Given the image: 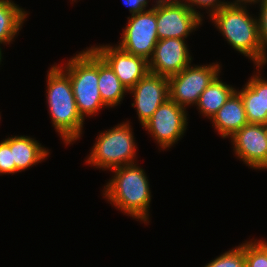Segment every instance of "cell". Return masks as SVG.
<instances>
[{
    "instance_id": "18",
    "label": "cell",
    "mask_w": 267,
    "mask_h": 267,
    "mask_svg": "<svg viewBox=\"0 0 267 267\" xmlns=\"http://www.w3.org/2000/svg\"><path fill=\"white\" fill-rule=\"evenodd\" d=\"M235 91V88L223 83L218 75L201 93L196 104L197 109L200 110L204 117L212 119Z\"/></svg>"
},
{
    "instance_id": "2",
    "label": "cell",
    "mask_w": 267,
    "mask_h": 267,
    "mask_svg": "<svg viewBox=\"0 0 267 267\" xmlns=\"http://www.w3.org/2000/svg\"><path fill=\"white\" fill-rule=\"evenodd\" d=\"M47 103L52 124L65 144L81 137L84 119L79 114L69 76L60 66H52L47 75Z\"/></svg>"
},
{
    "instance_id": "19",
    "label": "cell",
    "mask_w": 267,
    "mask_h": 267,
    "mask_svg": "<svg viewBox=\"0 0 267 267\" xmlns=\"http://www.w3.org/2000/svg\"><path fill=\"white\" fill-rule=\"evenodd\" d=\"M26 18V11L14 1L0 0V44H10Z\"/></svg>"
},
{
    "instance_id": "13",
    "label": "cell",
    "mask_w": 267,
    "mask_h": 267,
    "mask_svg": "<svg viewBox=\"0 0 267 267\" xmlns=\"http://www.w3.org/2000/svg\"><path fill=\"white\" fill-rule=\"evenodd\" d=\"M191 60L185 39H162L157 42L148 61L149 72L170 77L190 65Z\"/></svg>"
},
{
    "instance_id": "21",
    "label": "cell",
    "mask_w": 267,
    "mask_h": 267,
    "mask_svg": "<svg viewBox=\"0 0 267 267\" xmlns=\"http://www.w3.org/2000/svg\"><path fill=\"white\" fill-rule=\"evenodd\" d=\"M204 267H246L245 243L221 254Z\"/></svg>"
},
{
    "instance_id": "3",
    "label": "cell",
    "mask_w": 267,
    "mask_h": 267,
    "mask_svg": "<svg viewBox=\"0 0 267 267\" xmlns=\"http://www.w3.org/2000/svg\"><path fill=\"white\" fill-rule=\"evenodd\" d=\"M247 6L225 5L211 15V20L236 51L262 66V48L258 20L249 15Z\"/></svg>"
},
{
    "instance_id": "15",
    "label": "cell",
    "mask_w": 267,
    "mask_h": 267,
    "mask_svg": "<svg viewBox=\"0 0 267 267\" xmlns=\"http://www.w3.org/2000/svg\"><path fill=\"white\" fill-rule=\"evenodd\" d=\"M211 120L222 138H231L237 131L249 123L241 96L237 90L229 97Z\"/></svg>"
},
{
    "instance_id": "14",
    "label": "cell",
    "mask_w": 267,
    "mask_h": 267,
    "mask_svg": "<svg viewBox=\"0 0 267 267\" xmlns=\"http://www.w3.org/2000/svg\"><path fill=\"white\" fill-rule=\"evenodd\" d=\"M259 73L253 75L244 88L237 92L241 96L248 122L267 125V80Z\"/></svg>"
},
{
    "instance_id": "24",
    "label": "cell",
    "mask_w": 267,
    "mask_h": 267,
    "mask_svg": "<svg viewBox=\"0 0 267 267\" xmlns=\"http://www.w3.org/2000/svg\"><path fill=\"white\" fill-rule=\"evenodd\" d=\"M185 3L190 7V9L193 12L197 13L201 18H202V15L200 14V12H197L196 7L194 6H197V8L199 7L200 8L205 7L206 9L209 8L210 9L208 10L210 12L209 16L211 17V15H213L215 12H217L222 7L227 5V2H224V1L222 2L221 0H186Z\"/></svg>"
},
{
    "instance_id": "6",
    "label": "cell",
    "mask_w": 267,
    "mask_h": 267,
    "mask_svg": "<svg viewBox=\"0 0 267 267\" xmlns=\"http://www.w3.org/2000/svg\"><path fill=\"white\" fill-rule=\"evenodd\" d=\"M220 65H188L178 74L168 77L169 99L179 106L196 105L201 93L219 75Z\"/></svg>"
},
{
    "instance_id": "26",
    "label": "cell",
    "mask_w": 267,
    "mask_h": 267,
    "mask_svg": "<svg viewBox=\"0 0 267 267\" xmlns=\"http://www.w3.org/2000/svg\"><path fill=\"white\" fill-rule=\"evenodd\" d=\"M262 0H235L233 2H228L227 5H239V6H246L250 4L258 3ZM249 3V4H248Z\"/></svg>"
},
{
    "instance_id": "8",
    "label": "cell",
    "mask_w": 267,
    "mask_h": 267,
    "mask_svg": "<svg viewBox=\"0 0 267 267\" xmlns=\"http://www.w3.org/2000/svg\"><path fill=\"white\" fill-rule=\"evenodd\" d=\"M186 109L168 99L161 104L143 125L162 149L171 148L179 141L187 129Z\"/></svg>"
},
{
    "instance_id": "5",
    "label": "cell",
    "mask_w": 267,
    "mask_h": 267,
    "mask_svg": "<svg viewBox=\"0 0 267 267\" xmlns=\"http://www.w3.org/2000/svg\"><path fill=\"white\" fill-rule=\"evenodd\" d=\"M96 139L86 160L88 164L103 170H112L135 163L137 147L128 122L100 133Z\"/></svg>"
},
{
    "instance_id": "11",
    "label": "cell",
    "mask_w": 267,
    "mask_h": 267,
    "mask_svg": "<svg viewBox=\"0 0 267 267\" xmlns=\"http://www.w3.org/2000/svg\"><path fill=\"white\" fill-rule=\"evenodd\" d=\"M139 121L143 126L161 104L169 99L168 77L148 72L131 88Z\"/></svg>"
},
{
    "instance_id": "25",
    "label": "cell",
    "mask_w": 267,
    "mask_h": 267,
    "mask_svg": "<svg viewBox=\"0 0 267 267\" xmlns=\"http://www.w3.org/2000/svg\"><path fill=\"white\" fill-rule=\"evenodd\" d=\"M125 6L129 7L131 15L146 11L148 0H122Z\"/></svg>"
},
{
    "instance_id": "17",
    "label": "cell",
    "mask_w": 267,
    "mask_h": 267,
    "mask_svg": "<svg viewBox=\"0 0 267 267\" xmlns=\"http://www.w3.org/2000/svg\"><path fill=\"white\" fill-rule=\"evenodd\" d=\"M98 88L107 107L120 104L124 94L129 92L120 82L111 67L98 55Z\"/></svg>"
},
{
    "instance_id": "9",
    "label": "cell",
    "mask_w": 267,
    "mask_h": 267,
    "mask_svg": "<svg viewBox=\"0 0 267 267\" xmlns=\"http://www.w3.org/2000/svg\"><path fill=\"white\" fill-rule=\"evenodd\" d=\"M158 39H186L202 24L203 19L185 2H163L156 5Z\"/></svg>"
},
{
    "instance_id": "7",
    "label": "cell",
    "mask_w": 267,
    "mask_h": 267,
    "mask_svg": "<svg viewBox=\"0 0 267 267\" xmlns=\"http://www.w3.org/2000/svg\"><path fill=\"white\" fill-rule=\"evenodd\" d=\"M156 4L144 12L128 17L127 26L122 32L119 47L130 54L140 56L147 61L159 41L157 35Z\"/></svg>"
},
{
    "instance_id": "4",
    "label": "cell",
    "mask_w": 267,
    "mask_h": 267,
    "mask_svg": "<svg viewBox=\"0 0 267 267\" xmlns=\"http://www.w3.org/2000/svg\"><path fill=\"white\" fill-rule=\"evenodd\" d=\"M63 71L69 76L79 114L95 115L107 107L98 88V54L90 47L79 52L65 64Z\"/></svg>"
},
{
    "instance_id": "20",
    "label": "cell",
    "mask_w": 267,
    "mask_h": 267,
    "mask_svg": "<svg viewBox=\"0 0 267 267\" xmlns=\"http://www.w3.org/2000/svg\"><path fill=\"white\" fill-rule=\"evenodd\" d=\"M246 267H267V241L245 242Z\"/></svg>"
},
{
    "instance_id": "27",
    "label": "cell",
    "mask_w": 267,
    "mask_h": 267,
    "mask_svg": "<svg viewBox=\"0 0 267 267\" xmlns=\"http://www.w3.org/2000/svg\"><path fill=\"white\" fill-rule=\"evenodd\" d=\"M163 2H186V0H159Z\"/></svg>"
},
{
    "instance_id": "10",
    "label": "cell",
    "mask_w": 267,
    "mask_h": 267,
    "mask_svg": "<svg viewBox=\"0 0 267 267\" xmlns=\"http://www.w3.org/2000/svg\"><path fill=\"white\" fill-rule=\"evenodd\" d=\"M234 152L254 169H267V128L264 124L248 123L231 138Z\"/></svg>"
},
{
    "instance_id": "22",
    "label": "cell",
    "mask_w": 267,
    "mask_h": 267,
    "mask_svg": "<svg viewBox=\"0 0 267 267\" xmlns=\"http://www.w3.org/2000/svg\"><path fill=\"white\" fill-rule=\"evenodd\" d=\"M260 13L258 17L259 34L262 48V66L267 62V0L260 1Z\"/></svg>"
},
{
    "instance_id": "1",
    "label": "cell",
    "mask_w": 267,
    "mask_h": 267,
    "mask_svg": "<svg viewBox=\"0 0 267 267\" xmlns=\"http://www.w3.org/2000/svg\"><path fill=\"white\" fill-rule=\"evenodd\" d=\"M113 179L105 185L104 195L125 214L148 222L151 191L145 171L136 163L112 169Z\"/></svg>"
},
{
    "instance_id": "16",
    "label": "cell",
    "mask_w": 267,
    "mask_h": 267,
    "mask_svg": "<svg viewBox=\"0 0 267 267\" xmlns=\"http://www.w3.org/2000/svg\"><path fill=\"white\" fill-rule=\"evenodd\" d=\"M4 141L10 146L15 162V173L28 169L49 155L48 149L46 150L38 141L28 136H12Z\"/></svg>"
},
{
    "instance_id": "28",
    "label": "cell",
    "mask_w": 267,
    "mask_h": 267,
    "mask_svg": "<svg viewBox=\"0 0 267 267\" xmlns=\"http://www.w3.org/2000/svg\"><path fill=\"white\" fill-rule=\"evenodd\" d=\"M1 58H2V51L0 50V62L2 61Z\"/></svg>"
},
{
    "instance_id": "23",
    "label": "cell",
    "mask_w": 267,
    "mask_h": 267,
    "mask_svg": "<svg viewBox=\"0 0 267 267\" xmlns=\"http://www.w3.org/2000/svg\"><path fill=\"white\" fill-rule=\"evenodd\" d=\"M15 162L13 161L10 146L3 140L0 142V174H14Z\"/></svg>"
},
{
    "instance_id": "12",
    "label": "cell",
    "mask_w": 267,
    "mask_h": 267,
    "mask_svg": "<svg viewBox=\"0 0 267 267\" xmlns=\"http://www.w3.org/2000/svg\"><path fill=\"white\" fill-rule=\"evenodd\" d=\"M91 48L111 67L128 91L149 72L146 59L123 51L117 44Z\"/></svg>"
}]
</instances>
